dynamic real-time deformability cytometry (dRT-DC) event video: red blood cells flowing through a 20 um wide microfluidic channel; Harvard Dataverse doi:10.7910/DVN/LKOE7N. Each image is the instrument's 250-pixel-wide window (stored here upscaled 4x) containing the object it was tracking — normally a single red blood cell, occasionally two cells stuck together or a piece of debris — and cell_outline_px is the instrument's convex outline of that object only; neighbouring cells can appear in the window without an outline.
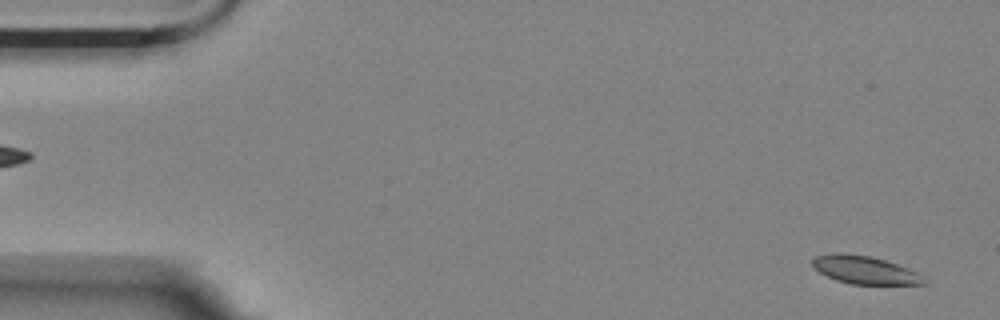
{"species": "Egyptian fruit bat (a non-hibernating species)", "species_latin": "Rousettus aegyptiacus", "temperature_condition": "room temperature", "stored_images_in_passage": 4, "segment_of_instrument_passage": [2, 2], "camera_frame_rate_fps": 3000, "um_per_image_px": 0.085, "animal": {"sex": "female"}, "frame": {"image": 1, "passage_image": 4, "time_ms": 4.333, "image_size_px": [1000, 320], "cell_outline_px": [[928, 284], [852, 284], [836, 280], [812, 268], [812, 260], [816, 256], [832, 252], [844, 252], [872, 256], [908, 268], [916, 272]], "centroid_in_image_um": [73.44, 22.92], "position_along_channel_um": 11.6, "area_um2": 18.15}}